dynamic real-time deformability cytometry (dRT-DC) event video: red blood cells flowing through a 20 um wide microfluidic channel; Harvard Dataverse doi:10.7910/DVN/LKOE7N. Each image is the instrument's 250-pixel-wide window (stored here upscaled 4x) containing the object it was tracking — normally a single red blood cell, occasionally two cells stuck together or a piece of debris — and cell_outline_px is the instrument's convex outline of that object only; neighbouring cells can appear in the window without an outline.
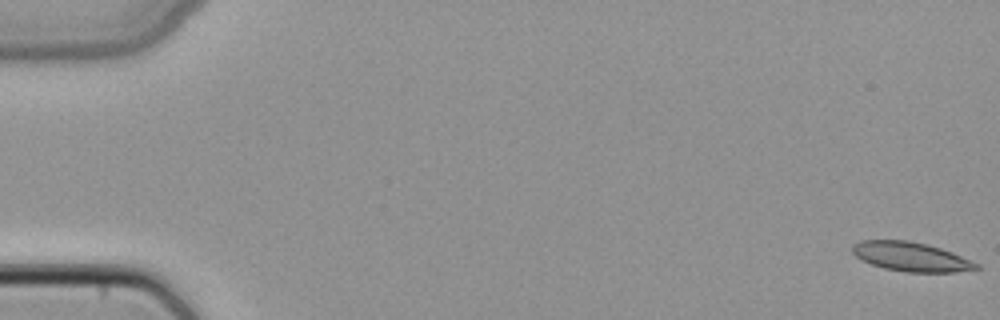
{"species": "common noctule bat (a hibernating species)", "species_latin": "Nyctalus noctula", "temperature_condition": "cold", "stored_images_in_passage": 50, "camera_frame_rate_fps": 3000, "um_per_image_px": 0.085, "animal": {"sex": "female", "body_mass_g": 22.7, "forearm_length_mm": 54.2}, "frame": {"image": 1, "passage_image": 1, "time_ms": 0.0, "image_size_px": [1000, 320], "cell_outline_px": [[980, 268], [956, 272], [904, 272], [884, 268], [860, 260], [852, 252], [852, 244], [860, 240], [908, 240], [928, 244], [952, 252], [980, 264]], "centroid_in_image_um": [77.42, 21.81], "position_along_channel_um": 7.6, "area_um2": 21.21}}
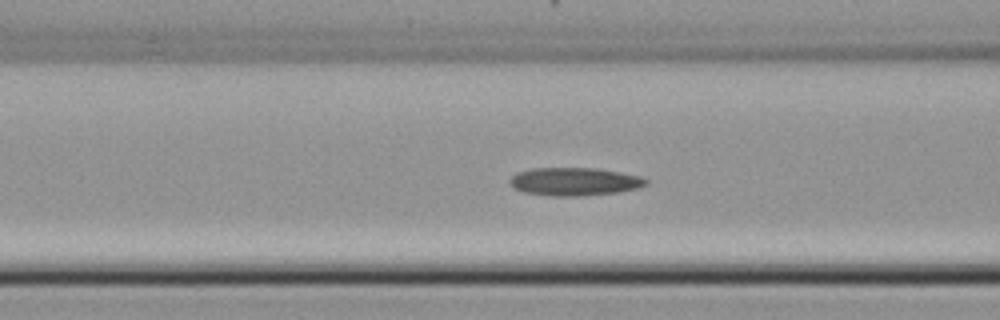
{"frame": {"image": 2, "passage_image": 21, "time_ms": 6.667, "image_size_px": [1000, 320], "cell_outline_px": [[648, 184], [640, 188], [616, 192], [576, 196], [552, 196], [524, 192], [512, 188], [508, 184], [508, 180], [516, 172], [532, 168], [596, 168], [620, 172], [640, 176], [648, 180]], "centroid_in_image_um": [48.79, 15.43], "position_along_channel_um": 117.8, "area_um2": 22.43}}
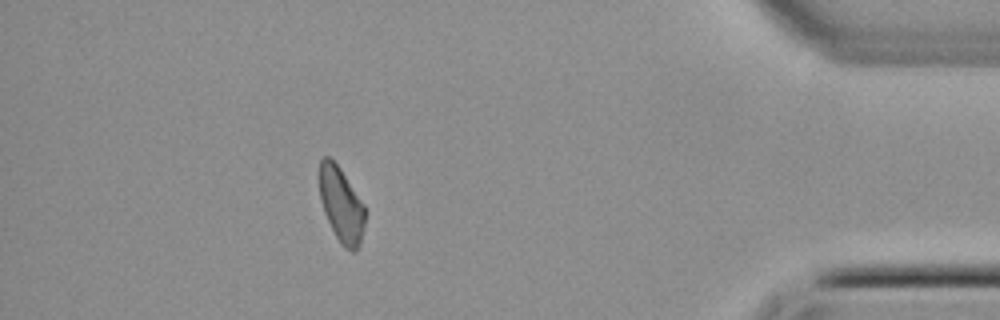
{"frame": {"image": 3, "passage_image": 45, "time_ms": 14.667, "image_size_px": [1000, 320], "cell_outline_px": [[364, 228], [360, 244], [356, 252], [352, 252], [344, 248], [340, 244], [324, 212], [320, 200], [320, 160], [324, 156], [328, 156], [340, 168], [364, 204]], "centroid_in_image_um": [29.02, 17.44], "position_along_channel_um": 406.2, "area_um2": 19.77}}